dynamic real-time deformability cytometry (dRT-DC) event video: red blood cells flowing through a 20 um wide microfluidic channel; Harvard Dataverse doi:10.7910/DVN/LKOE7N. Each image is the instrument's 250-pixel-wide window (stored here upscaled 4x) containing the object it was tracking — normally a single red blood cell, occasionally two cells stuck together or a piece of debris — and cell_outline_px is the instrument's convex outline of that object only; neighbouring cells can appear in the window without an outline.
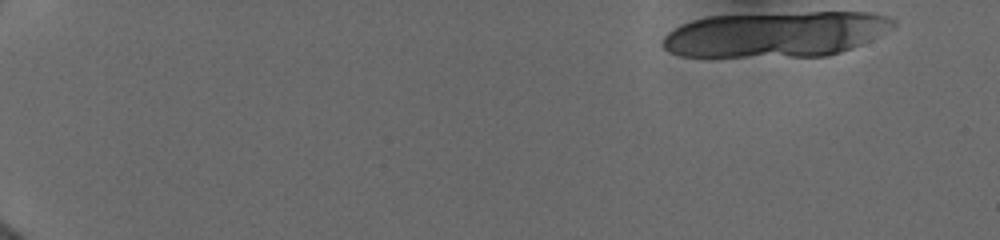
{"species": "human", "species_latin": "Homo sapiens", "temperature_condition": "cold", "stored_images_in_passage": 11, "camera_frame_rate_fps": 3000, "um_per_image_px": 0.085, "donor": {"sex": "female"}, "frame": {"image": 1, "passage_image": 1, "time_ms": 0.0, "image_size_px": [1000, 240], "cell_outline_px": [[896, 24], [868, 40], [852, 48], [828, 56], [680, 56], [668, 52], [660, 44], [660, 40], [668, 32], [680, 24], [692, 20], [708, 16], [808, 12], [872, 12], [888, 16], [896, 20]], "centroid_in_image_um": [65.89, 2.9], "position_along_channel_um": 19.1, "area_um2": 61.09}}
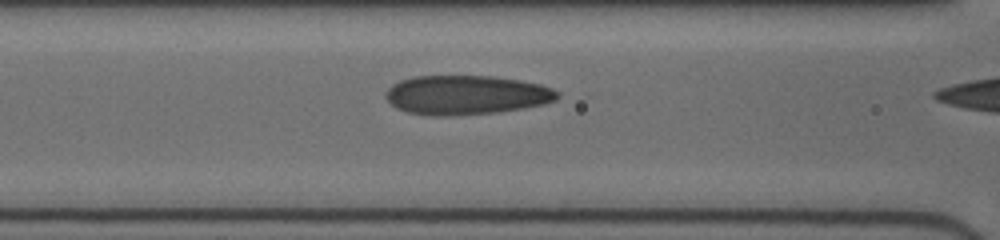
{"frame": {"image": 2, "passage_image": 10, "time_ms": 6.333, "image_size_px": [1000, 240], "cell_outline_px": [[560, 96], [556, 100], [544, 104], [524, 108], [496, 112], [444, 116], [432, 116], [408, 112], [396, 108], [384, 96], [384, 92], [392, 84], [400, 80], [412, 76], [492, 76], [520, 80], [540, 84], [552, 88], [560, 92]], "centroid_in_image_um": [39.63, 8.07], "position_along_channel_um": 127.0, "area_um2": 39.48}}